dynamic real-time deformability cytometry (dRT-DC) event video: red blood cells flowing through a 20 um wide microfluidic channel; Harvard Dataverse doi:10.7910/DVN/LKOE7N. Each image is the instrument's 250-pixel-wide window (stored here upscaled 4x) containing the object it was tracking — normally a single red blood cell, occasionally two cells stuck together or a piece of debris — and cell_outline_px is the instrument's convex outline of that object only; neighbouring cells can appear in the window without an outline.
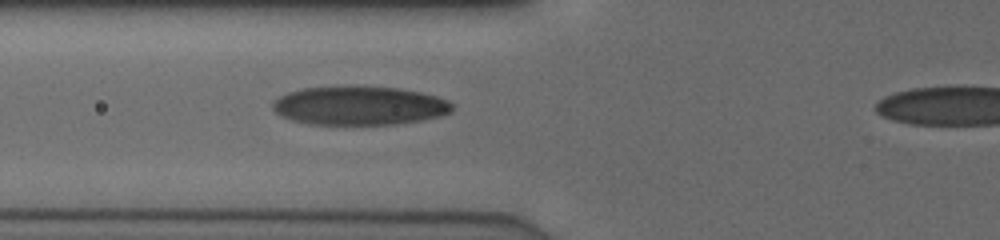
{"species": "human", "species_latin": "Homo sapiens", "temperature_condition": "cold", "stored_images_in_passage": 3, "segment_of_instrument_passage": [1, 2], "camera_frame_rate_fps": 3000, "um_per_image_px": 0.085, "donor": {"sex": "male"}, "frame": {"image": 1, "passage_image": 2, "time_ms": 0.333, "image_size_px": [1000, 240], "cell_outline_px": [[452, 108], [448, 112], [440, 116], [420, 120], [392, 124], [312, 124], [292, 120], [276, 112], [272, 108], [272, 104], [280, 96], [288, 92], [304, 88], [396, 88], [420, 92], [436, 96], [448, 100], [452, 104]], "centroid_in_image_um": [30.55, 9.0], "position_along_channel_um": 95.2, "area_um2": 39.36}}